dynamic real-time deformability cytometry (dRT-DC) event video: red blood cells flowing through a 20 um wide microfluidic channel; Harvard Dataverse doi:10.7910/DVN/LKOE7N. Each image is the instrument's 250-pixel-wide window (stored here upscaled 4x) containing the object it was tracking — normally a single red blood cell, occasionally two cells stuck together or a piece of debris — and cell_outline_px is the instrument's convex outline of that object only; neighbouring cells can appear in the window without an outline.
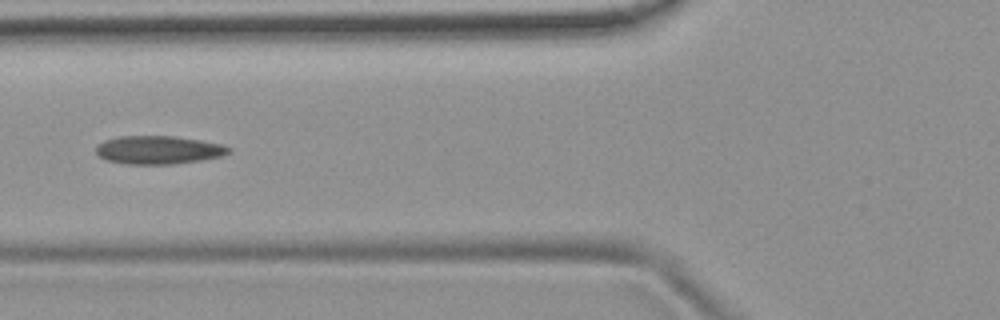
{"species": "common noctule bat (a hibernating species)", "species_latin": "Nyctalus noctula", "temperature_condition": "room temperature", "stored_images_in_passage": 6, "camera_frame_rate_fps": 3000, "um_per_image_px": 0.085, "animal": {"sex": "female", "body_mass_g": 19.9}, "frame": {"image": 1, "passage_image": 6, "time_ms": 1.667, "image_size_px": [1000, 320], "cell_outline_px": [[232, 152], [224, 156], [200, 160], [172, 164], [128, 164], [104, 160], [96, 152], [96, 144], [104, 140], [120, 136], [172, 136], [200, 140], [224, 144], [232, 148]], "centroid_in_image_um": [13.49, 12.74], "position_along_channel_um": 112.3, "area_um2": 22.08}}